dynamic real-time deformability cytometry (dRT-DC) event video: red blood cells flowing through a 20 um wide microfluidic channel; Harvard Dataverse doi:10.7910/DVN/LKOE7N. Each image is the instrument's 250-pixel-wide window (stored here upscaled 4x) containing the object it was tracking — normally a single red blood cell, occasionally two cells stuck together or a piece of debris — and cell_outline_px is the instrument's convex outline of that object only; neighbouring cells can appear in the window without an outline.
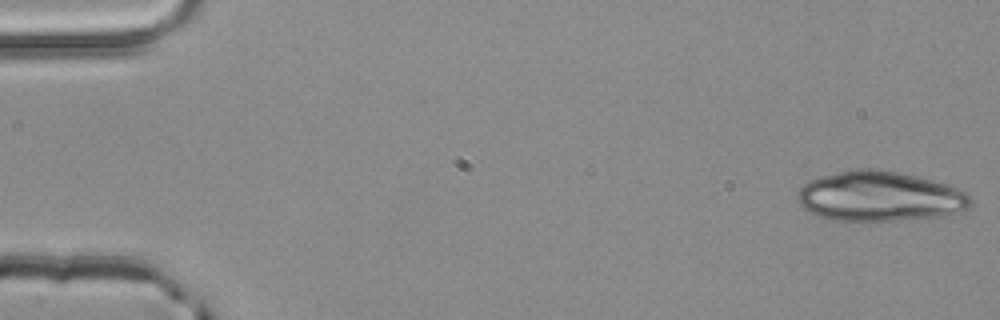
{"species": "common noctule bat (a hibernating species)", "species_latin": "Nyctalus noctula", "temperature_condition": "room temperature", "stored_images_in_passage": 4, "camera_frame_rate_fps": 3000, "um_per_image_px": 0.085, "animal": {"sex": "male", "body_mass_g": 20.4}, "frame": {"image": 1, "passage_image": 1, "time_ms": 0.0, "image_size_px": [1000, 320], "cell_outline_px": [[972, 200], [968, 208], [936, 216], [896, 220], [844, 224], [816, 216], [808, 212], [796, 200], [796, 192], [804, 184], [820, 176], [848, 168], [876, 168], [900, 172], [932, 180], [968, 192]], "centroid_in_image_um": [74.66, 16.7], "position_along_channel_um": 10.3, "area_um2": 51.38}}